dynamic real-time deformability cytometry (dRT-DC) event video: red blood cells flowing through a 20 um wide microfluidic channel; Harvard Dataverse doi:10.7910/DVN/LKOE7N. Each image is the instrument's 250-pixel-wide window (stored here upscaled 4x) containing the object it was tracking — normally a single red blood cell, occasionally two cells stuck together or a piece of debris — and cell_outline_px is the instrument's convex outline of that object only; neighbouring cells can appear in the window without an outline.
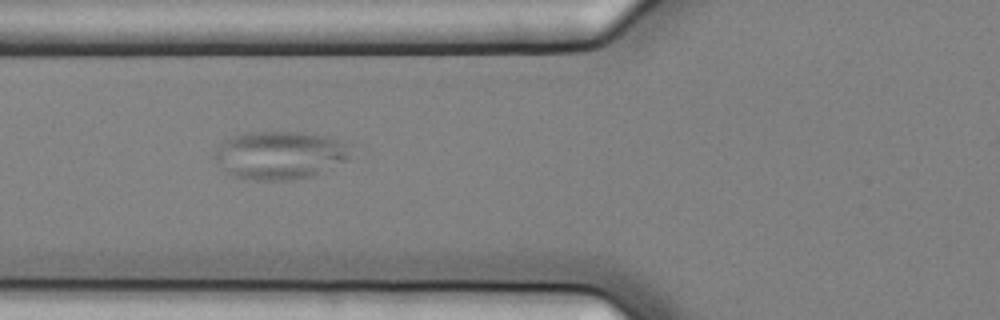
{"species": "common noctule bat (a hibernating species)", "species_latin": "Nyctalus noctula", "temperature_condition": "cold", "stored_images_in_passage": 3, "camera_frame_rate_fps": 3000, "um_per_image_px": 0.085, "animal": {"sex": "female", "body_mass_g": 25.1}, "frame": {"image": 1, "passage_image": 2, "time_ms": 0.333, "image_size_px": [1000, 320], "cell_outline_px": [[352, 144], [348, 156], [344, 160], [312, 176], [292, 180], [248, 180], [232, 176], [224, 172], [212, 156], [216, 148], [224, 140], [232, 136], [244, 132], [300, 132], [332, 136]], "centroid_in_image_um": [23.74, 13.17], "position_along_channel_um": 102.1, "area_um2": 38.61}}
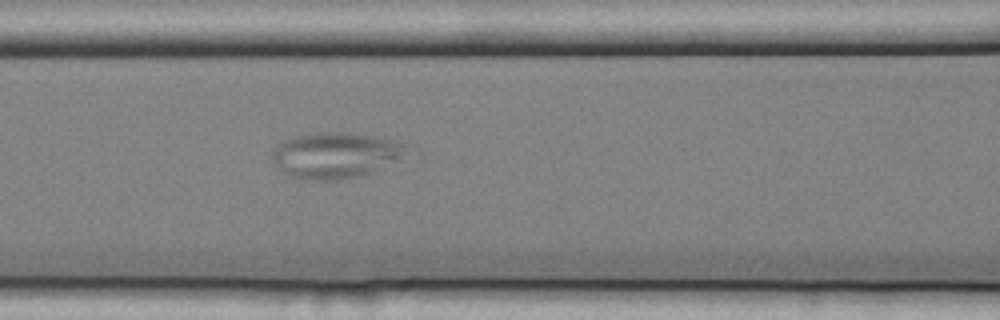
{"frame": {"image": 2, "passage_image": 3, "time_ms": 0.667, "image_size_px": [1000, 320], "cell_outline_px": [[408, 144], [400, 160], [360, 176], [340, 180], [308, 180], [288, 176], [272, 160], [272, 152], [284, 140], [292, 136], [316, 132], [340, 132], [384, 136]], "centroid_in_image_um": [28.54, 13.18], "position_along_channel_um": 138.1, "area_um2": 36.18}}